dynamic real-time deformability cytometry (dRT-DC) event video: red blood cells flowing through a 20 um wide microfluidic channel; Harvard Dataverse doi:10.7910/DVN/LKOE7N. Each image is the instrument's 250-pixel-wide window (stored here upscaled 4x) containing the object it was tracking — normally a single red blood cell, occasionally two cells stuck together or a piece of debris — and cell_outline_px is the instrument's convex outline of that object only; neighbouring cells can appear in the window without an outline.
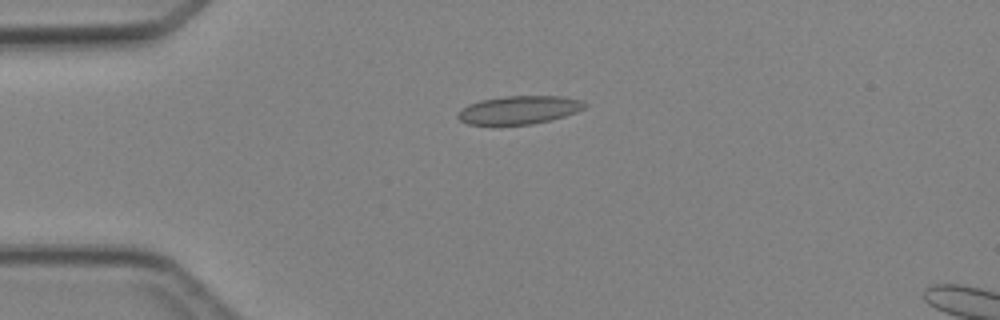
{"species": "Egyptian fruit bat (a non-hibernating species)", "species_latin": "Rousettus aegyptiacus", "temperature_condition": "cold", "stored_images_in_passage": 6, "camera_frame_rate_fps": 3000, "um_per_image_px": 0.085, "animal": {"sex": "female"}, "frame": {"image": 1, "passage_image": 3, "time_ms": 2.333, "image_size_px": [1000, 320], "cell_outline_px": [[588, 104], [584, 108], [576, 112], [564, 116], [532, 124], [468, 124], [460, 120], [456, 116], [468, 104], [480, 100], [504, 96], [564, 96], [580, 100]], "centroid_in_image_um": [44.14, 9.33], "position_along_channel_um": 40.9, "area_um2": 20.63}}
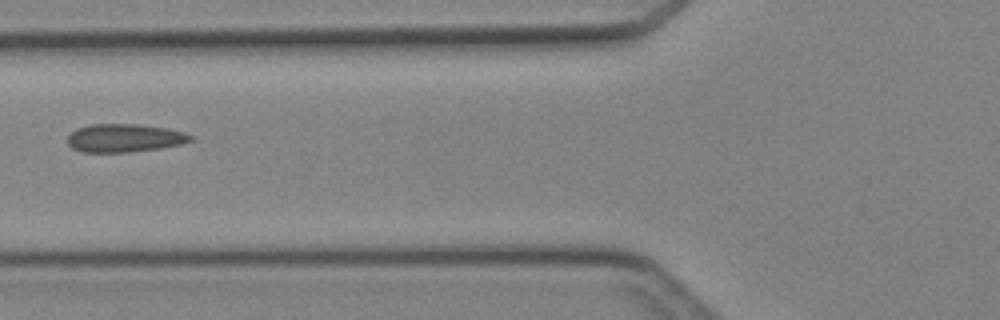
{"frame": {"image": 2, "passage_image": 5, "time_ms": 4.667, "image_size_px": [1000, 320], "cell_outline_px": [[196, 136], [192, 140], [180, 144], [160, 148], [128, 152], [84, 152], [72, 148], [68, 144], [68, 136], [76, 128], [88, 124], [140, 124], [164, 128], [184, 132]], "centroid_in_image_um": [10.58, 11.72], "position_along_channel_um": 115.2, "area_um2": 20.23}}
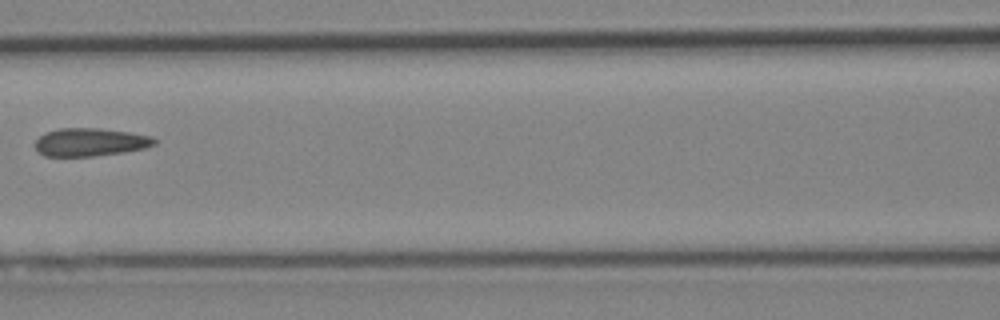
{"frame": {"image": 3, "passage_image": 6, "time_ms": 5.667, "image_size_px": [1000, 320], "cell_outline_px": [[160, 140], [156, 144], [144, 148], [120, 152], [92, 156], [44, 156], [36, 148], [36, 140], [40, 136], [48, 132], [60, 128], [100, 128], [128, 132], [152, 136]], "centroid_in_image_um": [7.71, 12.07], "position_along_channel_um": 158.9, "area_um2": 19.31}}